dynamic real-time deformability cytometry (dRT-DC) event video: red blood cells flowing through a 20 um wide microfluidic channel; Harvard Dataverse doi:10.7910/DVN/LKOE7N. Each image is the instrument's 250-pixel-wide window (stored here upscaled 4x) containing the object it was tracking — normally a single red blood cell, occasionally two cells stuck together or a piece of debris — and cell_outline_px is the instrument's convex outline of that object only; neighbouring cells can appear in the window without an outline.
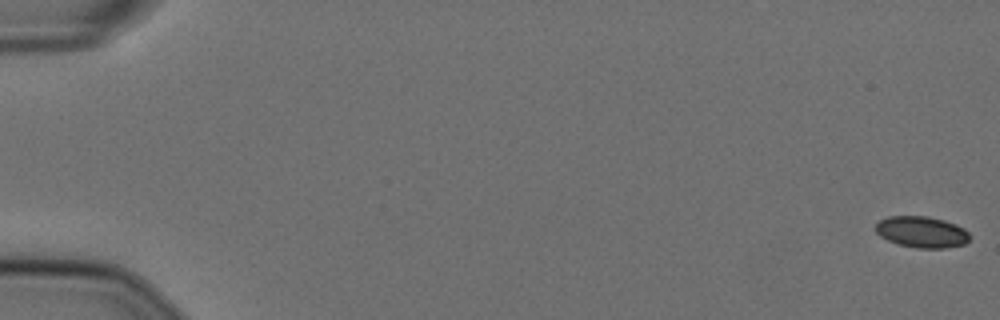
{"species": "Egyptian fruit bat (a non-hibernating species)", "species_latin": "Rousettus aegyptiacus", "temperature_condition": "cold", "stored_images_in_passage": 17, "camera_frame_rate_fps": 3000, "um_per_image_px": 0.085, "animal": {"sex": "female"}, "frame": {"image": 1, "passage_image": 1, "time_ms": 0.0, "image_size_px": [1000, 320], "cell_outline_px": [[968, 240], [964, 244], [944, 248], [916, 248], [896, 244], [880, 236], [872, 228], [880, 220], [888, 216], [928, 216], [944, 220], [956, 224], [964, 228], [968, 232]], "centroid_in_image_um": [78.3, 19.71], "position_along_channel_um": 6.7, "area_um2": 17.28}}
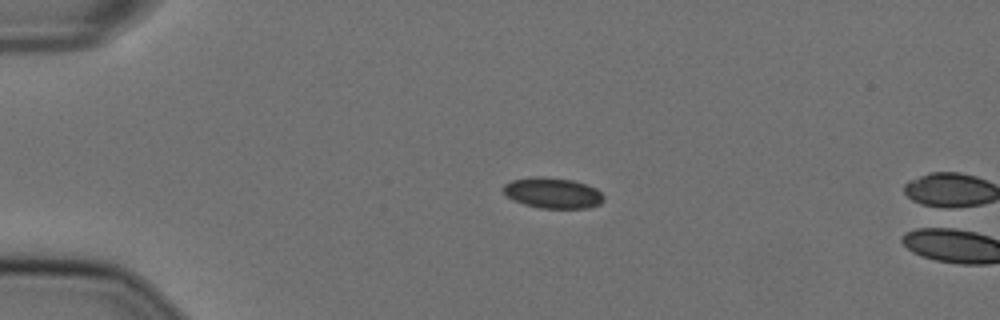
{"frame": {"image": 2, "passage_image": 14, "time_ms": 4.333, "image_size_px": [1000, 320], "cell_outline_px": [[604, 200], [600, 204], [588, 208], [540, 208], [524, 204], [508, 196], [500, 188], [504, 184], [512, 180], [532, 176], [544, 176], [572, 180], [596, 188], [604, 196]], "centroid_in_image_um": [46.97, 16.39], "position_along_channel_um": 38.0, "area_um2": 17.98}}